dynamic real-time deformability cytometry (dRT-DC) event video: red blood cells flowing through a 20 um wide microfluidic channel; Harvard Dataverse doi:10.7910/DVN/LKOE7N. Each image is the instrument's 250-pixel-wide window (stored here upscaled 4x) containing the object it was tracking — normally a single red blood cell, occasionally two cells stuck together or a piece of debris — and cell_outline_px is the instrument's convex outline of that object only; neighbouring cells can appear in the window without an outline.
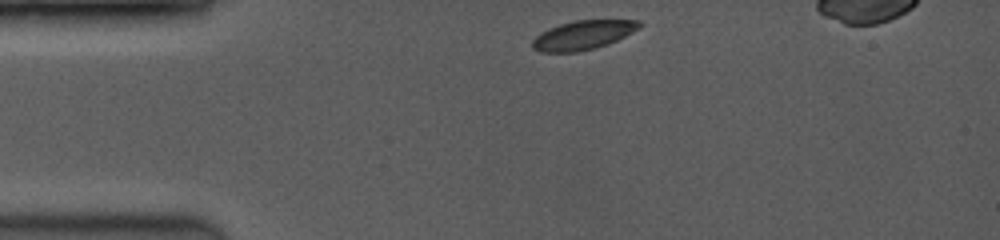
{"species": "common noctule bat (a hibernating species)", "species_latin": "Nyctalus noctula", "temperature_condition": "room temperature", "stored_images_in_passage": 42, "camera_frame_rate_fps": 3500, "um_per_image_px": 0.085, "animal": {"sex": "female", "body_mass_g": 19.0, "forearm_length_mm": 53.3}, "frame": {"image": 1, "passage_image": 1, "time_ms": 0.0, "image_size_px": [1000, 240], "cell_outline_px": [[644, 24], [640, 28], [608, 44], [596, 48], [576, 52], [540, 52], [532, 48], [532, 40], [540, 32], [548, 28], [560, 24], [576, 20], [640, 20]], "centroid_in_image_um": [49.55, 2.98], "position_along_channel_um": 35.4, "area_um2": 18.21}}
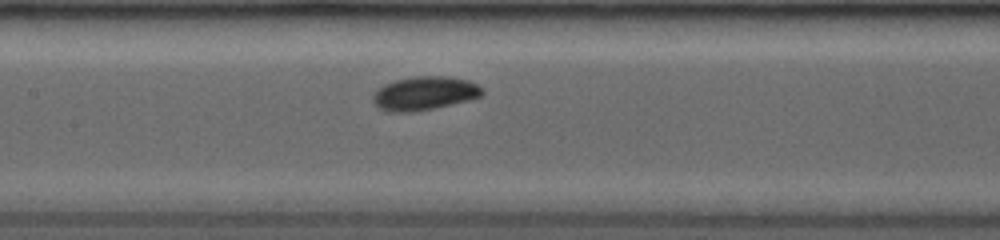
{"frame": {"image": 2, "passage_image": 21, "time_ms": 4.286, "image_size_px": [1000, 240], "cell_outline_px": [[484, 96], [468, 100], [432, 108], [412, 112], [388, 112], [380, 108], [372, 100], [372, 96], [384, 84], [396, 80], [416, 76], [448, 76], [468, 80], [484, 88]], "centroid_in_image_um": [36.12, 7.92], "position_along_channel_um": 171.3, "area_um2": 21.33}}
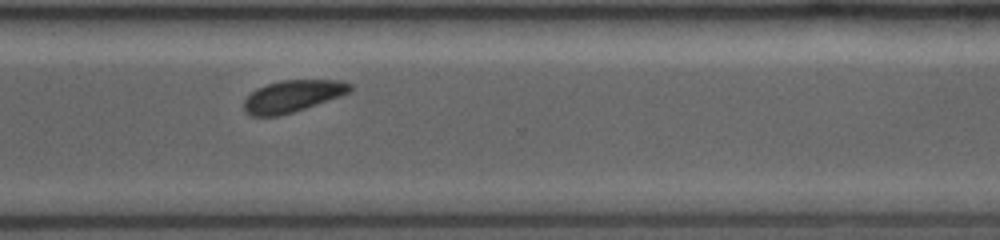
{"frame": {"image": 3, "passage_image": 41, "time_ms": 8.571, "image_size_px": [1000, 240], "cell_outline_px": [[352, 88], [348, 92], [340, 96], [280, 116], [252, 116], [244, 112], [244, 100], [256, 88], [280, 80], [340, 80], [352, 84]], "centroid_in_image_um": [24.84, 8.17], "position_along_channel_um": 345.8, "area_um2": 19.54}}